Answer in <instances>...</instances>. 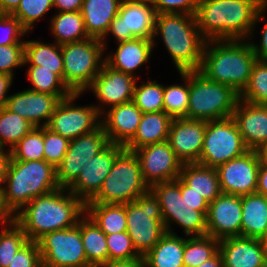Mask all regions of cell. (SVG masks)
I'll return each mask as SVG.
<instances>
[{"instance_id":"cell-25","label":"cell","mask_w":267,"mask_h":267,"mask_svg":"<svg viewBox=\"0 0 267 267\" xmlns=\"http://www.w3.org/2000/svg\"><path fill=\"white\" fill-rule=\"evenodd\" d=\"M224 267H267V251L260 239L243 236L220 240Z\"/></svg>"},{"instance_id":"cell-36","label":"cell","mask_w":267,"mask_h":267,"mask_svg":"<svg viewBox=\"0 0 267 267\" xmlns=\"http://www.w3.org/2000/svg\"><path fill=\"white\" fill-rule=\"evenodd\" d=\"M35 126L6 107L0 109V149L8 151L14 147Z\"/></svg>"},{"instance_id":"cell-29","label":"cell","mask_w":267,"mask_h":267,"mask_svg":"<svg viewBox=\"0 0 267 267\" xmlns=\"http://www.w3.org/2000/svg\"><path fill=\"white\" fill-rule=\"evenodd\" d=\"M179 178L208 203L213 202L222 193L216 168L197 162L183 163Z\"/></svg>"},{"instance_id":"cell-61","label":"cell","mask_w":267,"mask_h":267,"mask_svg":"<svg viewBox=\"0 0 267 267\" xmlns=\"http://www.w3.org/2000/svg\"><path fill=\"white\" fill-rule=\"evenodd\" d=\"M259 152L261 155V159L267 161V143L261 148Z\"/></svg>"},{"instance_id":"cell-34","label":"cell","mask_w":267,"mask_h":267,"mask_svg":"<svg viewBox=\"0 0 267 267\" xmlns=\"http://www.w3.org/2000/svg\"><path fill=\"white\" fill-rule=\"evenodd\" d=\"M81 238L91 267H98L108 262L106 234L85 214L81 218Z\"/></svg>"},{"instance_id":"cell-3","label":"cell","mask_w":267,"mask_h":267,"mask_svg":"<svg viewBox=\"0 0 267 267\" xmlns=\"http://www.w3.org/2000/svg\"><path fill=\"white\" fill-rule=\"evenodd\" d=\"M248 40H210L203 49L199 72L208 80L231 86L240 94L257 61Z\"/></svg>"},{"instance_id":"cell-47","label":"cell","mask_w":267,"mask_h":267,"mask_svg":"<svg viewBox=\"0 0 267 267\" xmlns=\"http://www.w3.org/2000/svg\"><path fill=\"white\" fill-rule=\"evenodd\" d=\"M25 43L0 45V73L14 76V68L24 65Z\"/></svg>"},{"instance_id":"cell-2","label":"cell","mask_w":267,"mask_h":267,"mask_svg":"<svg viewBox=\"0 0 267 267\" xmlns=\"http://www.w3.org/2000/svg\"><path fill=\"white\" fill-rule=\"evenodd\" d=\"M86 214V204L66 188L35 197L12 219L23 229L29 241L37 242L45 234L74 227Z\"/></svg>"},{"instance_id":"cell-56","label":"cell","mask_w":267,"mask_h":267,"mask_svg":"<svg viewBox=\"0 0 267 267\" xmlns=\"http://www.w3.org/2000/svg\"><path fill=\"white\" fill-rule=\"evenodd\" d=\"M98 267H145L144 258H134L131 260H119V261H109Z\"/></svg>"},{"instance_id":"cell-42","label":"cell","mask_w":267,"mask_h":267,"mask_svg":"<svg viewBox=\"0 0 267 267\" xmlns=\"http://www.w3.org/2000/svg\"><path fill=\"white\" fill-rule=\"evenodd\" d=\"M164 85L148 79L135 85L133 102L142 113L164 111Z\"/></svg>"},{"instance_id":"cell-43","label":"cell","mask_w":267,"mask_h":267,"mask_svg":"<svg viewBox=\"0 0 267 267\" xmlns=\"http://www.w3.org/2000/svg\"><path fill=\"white\" fill-rule=\"evenodd\" d=\"M239 99L254 105H267V61H256Z\"/></svg>"},{"instance_id":"cell-53","label":"cell","mask_w":267,"mask_h":267,"mask_svg":"<svg viewBox=\"0 0 267 267\" xmlns=\"http://www.w3.org/2000/svg\"><path fill=\"white\" fill-rule=\"evenodd\" d=\"M84 0H53V6L58 12L81 11Z\"/></svg>"},{"instance_id":"cell-1","label":"cell","mask_w":267,"mask_h":267,"mask_svg":"<svg viewBox=\"0 0 267 267\" xmlns=\"http://www.w3.org/2000/svg\"><path fill=\"white\" fill-rule=\"evenodd\" d=\"M267 0H199L195 14L206 41L251 40Z\"/></svg>"},{"instance_id":"cell-39","label":"cell","mask_w":267,"mask_h":267,"mask_svg":"<svg viewBox=\"0 0 267 267\" xmlns=\"http://www.w3.org/2000/svg\"><path fill=\"white\" fill-rule=\"evenodd\" d=\"M179 73L184 84L164 85V112L172 119L185 118L189 106V71Z\"/></svg>"},{"instance_id":"cell-40","label":"cell","mask_w":267,"mask_h":267,"mask_svg":"<svg viewBox=\"0 0 267 267\" xmlns=\"http://www.w3.org/2000/svg\"><path fill=\"white\" fill-rule=\"evenodd\" d=\"M10 160H44V127H34L9 150Z\"/></svg>"},{"instance_id":"cell-28","label":"cell","mask_w":267,"mask_h":267,"mask_svg":"<svg viewBox=\"0 0 267 267\" xmlns=\"http://www.w3.org/2000/svg\"><path fill=\"white\" fill-rule=\"evenodd\" d=\"M172 118L164 111L143 113L134 137L124 146L134 151L142 146L167 141Z\"/></svg>"},{"instance_id":"cell-32","label":"cell","mask_w":267,"mask_h":267,"mask_svg":"<svg viewBox=\"0 0 267 267\" xmlns=\"http://www.w3.org/2000/svg\"><path fill=\"white\" fill-rule=\"evenodd\" d=\"M26 64L52 70L63 80V55L61 45L56 42L47 44L39 40L25 41L24 65Z\"/></svg>"},{"instance_id":"cell-51","label":"cell","mask_w":267,"mask_h":267,"mask_svg":"<svg viewBox=\"0 0 267 267\" xmlns=\"http://www.w3.org/2000/svg\"><path fill=\"white\" fill-rule=\"evenodd\" d=\"M180 190L181 194H185L186 201L193 206V209L199 211H208L209 203L206 201V199L192 191V188L186 185L181 179Z\"/></svg>"},{"instance_id":"cell-44","label":"cell","mask_w":267,"mask_h":267,"mask_svg":"<svg viewBox=\"0 0 267 267\" xmlns=\"http://www.w3.org/2000/svg\"><path fill=\"white\" fill-rule=\"evenodd\" d=\"M53 8V0H21L11 15L16 17L29 33L34 28L35 22H39V19Z\"/></svg>"},{"instance_id":"cell-22","label":"cell","mask_w":267,"mask_h":267,"mask_svg":"<svg viewBox=\"0 0 267 267\" xmlns=\"http://www.w3.org/2000/svg\"><path fill=\"white\" fill-rule=\"evenodd\" d=\"M59 102L60 99L56 95L26 89L9 95L6 108L28 120L35 127H44Z\"/></svg>"},{"instance_id":"cell-57","label":"cell","mask_w":267,"mask_h":267,"mask_svg":"<svg viewBox=\"0 0 267 267\" xmlns=\"http://www.w3.org/2000/svg\"><path fill=\"white\" fill-rule=\"evenodd\" d=\"M10 161V154L8 150L0 151V192L2 193L5 179H6V171ZM3 184V185H2Z\"/></svg>"},{"instance_id":"cell-54","label":"cell","mask_w":267,"mask_h":267,"mask_svg":"<svg viewBox=\"0 0 267 267\" xmlns=\"http://www.w3.org/2000/svg\"><path fill=\"white\" fill-rule=\"evenodd\" d=\"M14 76L10 74L0 73V109L6 107L9 95V89L13 83Z\"/></svg>"},{"instance_id":"cell-14","label":"cell","mask_w":267,"mask_h":267,"mask_svg":"<svg viewBox=\"0 0 267 267\" xmlns=\"http://www.w3.org/2000/svg\"><path fill=\"white\" fill-rule=\"evenodd\" d=\"M157 12L149 0H122L110 33L117 43L134 38L153 40Z\"/></svg>"},{"instance_id":"cell-58","label":"cell","mask_w":267,"mask_h":267,"mask_svg":"<svg viewBox=\"0 0 267 267\" xmlns=\"http://www.w3.org/2000/svg\"><path fill=\"white\" fill-rule=\"evenodd\" d=\"M21 0H0V14H12Z\"/></svg>"},{"instance_id":"cell-21","label":"cell","mask_w":267,"mask_h":267,"mask_svg":"<svg viewBox=\"0 0 267 267\" xmlns=\"http://www.w3.org/2000/svg\"><path fill=\"white\" fill-rule=\"evenodd\" d=\"M205 131V120L176 118L171 122L167 142L182 163H195L200 159Z\"/></svg>"},{"instance_id":"cell-7","label":"cell","mask_w":267,"mask_h":267,"mask_svg":"<svg viewBox=\"0 0 267 267\" xmlns=\"http://www.w3.org/2000/svg\"><path fill=\"white\" fill-rule=\"evenodd\" d=\"M149 189L136 154L124 149L114 161L99 192L87 203L126 204L134 202Z\"/></svg>"},{"instance_id":"cell-23","label":"cell","mask_w":267,"mask_h":267,"mask_svg":"<svg viewBox=\"0 0 267 267\" xmlns=\"http://www.w3.org/2000/svg\"><path fill=\"white\" fill-rule=\"evenodd\" d=\"M232 118L249 150L260 151L267 143V105L238 100Z\"/></svg>"},{"instance_id":"cell-12","label":"cell","mask_w":267,"mask_h":267,"mask_svg":"<svg viewBox=\"0 0 267 267\" xmlns=\"http://www.w3.org/2000/svg\"><path fill=\"white\" fill-rule=\"evenodd\" d=\"M45 267H91L81 238V219L74 227L45 234L38 241Z\"/></svg>"},{"instance_id":"cell-37","label":"cell","mask_w":267,"mask_h":267,"mask_svg":"<svg viewBox=\"0 0 267 267\" xmlns=\"http://www.w3.org/2000/svg\"><path fill=\"white\" fill-rule=\"evenodd\" d=\"M220 240L209 235L187 236L185 238L183 265L198 267L219 251Z\"/></svg>"},{"instance_id":"cell-18","label":"cell","mask_w":267,"mask_h":267,"mask_svg":"<svg viewBox=\"0 0 267 267\" xmlns=\"http://www.w3.org/2000/svg\"><path fill=\"white\" fill-rule=\"evenodd\" d=\"M136 82L137 77L116 71L104 63L87 91L92 90L98 103L100 102L99 106H95L102 114L105 112V106L111 108L133 101Z\"/></svg>"},{"instance_id":"cell-9","label":"cell","mask_w":267,"mask_h":267,"mask_svg":"<svg viewBox=\"0 0 267 267\" xmlns=\"http://www.w3.org/2000/svg\"><path fill=\"white\" fill-rule=\"evenodd\" d=\"M127 232L137 253L144 257L166 233L158 198L149 189L125 204Z\"/></svg>"},{"instance_id":"cell-16","label":"cell","mask_w":267,"mask_h":267,"mask_svg":"<svg viewBox=\"0 0 267 267\" xmlns=\"http://www.w3.org/2000/svg\"><path fill=\"white\" fill-rule=\"evenodd\" d=\"M144 182L152 185L176 180L183 163L167 141L142 146L134 150Z\"/></svg>"},{"instance_id":"cell-55","label":"cell","mask_w":267,"mask_h":267,"mask_svg":"<svg viewBox=\"0 0 267 267\" xmlns=\"http://www.w3.org/2000/svg\"><path fill=\"white\" fill-rule=\"evenodd\" d=\"M256 192L267 197V161L261 160Z\"/></svg>"},{"instance_id":"cell-26","label":"cell","mask_w":267,"mask_h":267,"mask_svg":"<svg viewBox=\"0 0 267 267\" xmlns=\"http://www.w3.org/2000/svg\"><path fill=\"white\" fill-rule=\"evenodd\" d=\"M115 52L105 55V63L116 71L135 74L139 67L149 62L153 52V40L134 38L117 44Z\"/></svg>"},{"instance_id":"cell-6","label":"cell","mask_w":267,"mask_h":267,"mask_svg":"<svg viewBox=\"0 0 267 267\" xmlns=\"http://www.w3.org/2000/svg\"><path fill=\"white\" fill-rule=\"evenodd\" d=\"M239 94L229 85L208 80L199 71H189L187 119L221 120L232 117Z\"/></svg>"},{"instance_id":"cell-5","label":"cell","mask_w":267,"mask_h":267,"mask_svg":"<svg viewBox=\"0 0 267 267\" xmlns=\"http://www.w3.org/2000/svg\"><path fill=\"white\" fill-rule=\"evenodd\" d=\"M58 188L56 169L45 160H10L2 191V203L13 217L35 197Z\"/></svg>"},{"instance_id":"cell-19","label":"cell","mask_w":267,"mask_h":267,"mask_svg":"<svg viewBox=\"0 0 267 267\" xmlns=\"http://www.w3.org/2000/svg\"><path fill=\"white\" fill-rule=\"evenodd\" d=\"M124 149L122 145L109 143L82 168L78 178L68 190L85 204L89 202L99 192L114 161Z\"/></svg>"},{"instance_id":"cell-62","label":"cell","mask_w":267,"mask_h":267,"mask_svg":"<svg viewBox=\"0 0 267 267\" xmlns=\"http://www.w3.org/2000/svg\"><path fill=\"white\" fill-rule=\"evenodd\" d=\"M260 241L267 251V228L265 233L261 236Z\"/></svg>"},{"instance_id":"cell-46","label":"cell","mask_w":267,"mask_h":267,"mask_svg":"<svg viewBox=\"0 0 267 267\" xmlns=\"http://www.w3.org/2000/svg\"><path fill=\"white\" fill-rule=\"evenodd\" d=\"M70 140L44 126V160L55 169L63 160Z\"/></svg>"},{"instance_id":"cell-38","label":"cell","mask_w":267,"mask_h":267,"mask_svg":"<svg viewBox=\"0 0 267 267\" xmlns=\"http://www.w3.org/2000/svg\"><path fill=\"white\" fill-rule=\"evenodd\" d=\"M27 70L28 80L32 84L29 90L56 95L60 100L72 94L63 80L52 70L40 69V66H29Z\"/></svg>"},{"instance_id":"cell-41","label":"cell","mask_w":267,"mask_h":267,"mask_svg":"<svg viewBox=\"0 0 267 267\" xmlns=\"http://www.w3.org/2000/svg\"><path fill=\"white\" fill-rule=\"evenodd\" d=\"M23 229L11 219L0 232V267H8L14 255L28 242Z\"/></svg>"},{"instance_id":"cell-31","label":"cell","mask_w":267,"mask_h":267,"mask_svg":"<svg viewBox=\"0 0 267 267\" xmlns=\"http://www.w3.org/2000/svg\"><path fill=\"white\" fill-rule=\"evenodd\" d=\"M185 238L166 232L143 257L145 267H184Z\"/></svg>"},{"instance_id":"cell-35","label":"cell","mask_w":267,"mask_h":267,"mask_svg":"<svg viewBox=\"0 0 267 267\" xmlns=\"http://www.w3.org/2000/svg\"><path fill=\"white\" fill-rule=\"evenodd\" d=\"M86 214L106 235L127 231L125 204L86 203Z\"/></svg>"},{"instance_id":"cell-27","label":"cell","mask_w":267,"mask_h":267,"mask_svg":"<svg viewBox=\"0 0 267 267\" xmlns=\"http://www.w3.org/2000/svg\"><path fill=\"white\" fill-rule=\"evenodd\" d=\"M122 0H84L81 14L85 30L90 38L100 39L104 50L111 22L118 15Z\"/></svg>"},{"instance_id":"cell-17","label":"cell","mask_w":267,"mask_h":267,"mask_svg":"<svg viewBox=\"0 0 267 267\" xmlns=\"http://www.w3.org/2000/svg\"><path fill=\"white\" fill-rule=\"evenodd\" d=\"M259 151L249 150L216 168L223 194L243 196L255 193L261 163Z\"/></svg>"},{"instance_id":"cell-20","label":"cell","mask_w":267,"mask_h":267,"mask_svg":"<svg viewBox=\"0 0 267 267\" xmlns=\"http://www.w3.org/2000/svg\"><path fill=\"white\" fill-rule=\"evenodd\" d=\"M206 234L222 240L241 236L242 196L221 193L209 203Z\"/></svg>"},{"instance_id":"cell-50","label":"cell","mask_w":267,"mask_h":267,"mask_svg":"<svg viewBox=\"0 0 267 267\" xmlns=\"http://www.w3.org/2000/svg\"><path fill=\"white\" fill-rule=\"evenodd\" d=\"M157 14L183 13L195 15L199 0H149Z\"/></svg>"},{"instance_id":"cell-24","label":"cell","mask_w":267,"mask_h":267,"mask_svg":"<svg viewBox=\"0 0 267 267\" xmlns=\"http://www.w3.org/2000/svg\"><path fill=\"white\" fill-rule=\"evenodd\" d=\"M142 115L133 101L105 110L101 114V126L109 142L125 146L134 137Z\"/></svg>"},{"instance_id":"cell-10","label":"cell","mask_w":267,"mask_h":267,"mask_svg":"<svg viewBox=\"0 0 267 267\" xmlns=\"http://www.w3.org/2000/svg\"><path fill=\"white\" fill-rule=\"evenodd\" d=\"M150 190L159 200L166 232L175 234L171 226L175 223L183 229L186 237L206 235L208 211L195 210L186 201L185 194H181L179 177L174 181L154 184Z\"/></svg>"},{"instance_id":"cell-8","label":"cell","mask_w":267,"mask_h":267,"mask_svg":"<svg viewBox=\"0 0 267 267\" xmlns=\"http://www.w3.org/2000/svg\"><path fill=\"white\" fill-rule=\"evenodd\" d=\"M63 82L72 93H85L105 63L104 46L100 39L61 45Z\"/></svg>"},{"instance_id":"cell-13","label":"cell","mask_w":267,"mask_h":267,"mask_svg":"<svg viewBox=\"0 0 267 267\" xmlns=\"http://www.w3.org/2000/svg\"><path fill=\"white\" fill-rule=\"evenodd\" d=\"M80 96L81 93H72L60 100L46 127L69 140L98 129L101 126V114L95 104L75 105Z\"/></svg>"},{"instance_id":"cell-45","label":"cell","mask_w":267,"mask_h":267,"mask_svg":"<svg viewBox=\"0 0 267 267\" xmlns=\"http://www.w3.org/2000/svg\"><path fill=\"white\" fill-rule=\"evenodd\" d=\"M108 262L140 258L127 231L107 234Z\"/></svg>"},{"instance_id":"cell-15","label":"cell","mask_w":267,"mask_h":267,"mask_svg":"<svg viewBox=\"0 0 267 267\" xmlns=\"http://www.w3.org/2000/svg\"><path fill=\"white\" fill-rule=\"evenodd\" d=\"M109 143L102 126L70 140L63 160L56 167V180L59 187L68 189L76 181L82 168Z\"/></svg>"},{"instance_id":"cell-33","label":"cell","mask_w":267,"mask_h":267,"mask_svg":"<svg viewBox=\"0 0 267 267\" xmlns=\"http://www.w3.org/2000/svg\"><path fill=\"white\" fill-rule=\"evenodd\" d=\"M50 29L58 45L89 39L82 14L78 12H57L52 15Z\"/></svg>"},{"instance_id":"cell-60","label":"cell","mask_w":267,"mask_h":267,"mask_svg":"<svg viewBox=\"0 0 267 267\" xmlns=\"http://www.w3.org/2000/svg\"><path fill=\"white\" fill-rule=\"evenodd\" d=\"M12 217L9 215V213L4 209L3 203H2V193L0 192V225H4L8 223Z\"/></svg>"},{"instance_id":"cell-11","label":"cell","mask_w":267,"mask_h":267,"mask_svg":"<svg viewBox=\"0 0 267 267\" xmlns=\"http://www.w3.org/2000/svg\"><path fill=\"white\" fill-rule=\"evenodd\" d=\"M247 151L249 149L232 117L206 121L203 149L197 163L217 168Z\"/></svg>"},{"instance_id":"cell-48","label":"cell","mask_w":267,"mask_h":267,"mask_svg":"<svg viewBox=\"0 0 267 267\" xmlns=\"http://www.w3.org/2000/svg\"><path fill=\"white\" fill-rule=\"evenodd\" d=\"M0 45H15L25 43L21 36L28 32L21 26L20 21L10 14H0ZM4 34V35H3Z\"/></svg>"},{"instance_id":"cell-52","label":"cell","mask_w":267,"mask_h":267,"mask_svg":"<svg viewBox=\"0 0 267 267\" xmlns=\"http://www.w3.org/2000/svg\"><path fill=\"white\" fill-rule=\"evenodd\" d=\"M261 37H260V44L253 43V41H249L254 54L258 61H267V21L262 28Z\"/></svg>"},{"instance_id":"cell-49","label":"cell","mask_w":267,"mask_h":267,"mask_svg":"<svg viewBox=\"0 0 267 267\" xmlns=\"http://www.w3.org/2000/svg\"><path fill=\"white\" fill-rule=\"evenodd\" d=\"M38 242L28 241L13 257L8 267H41Z\"/></svg>"},{"instance_id":"cell-30","label":"cell","mask_w":267,"mask_h":267,"mask_svg":"<svg viewBox=\"0 0 267 267\" xmlns=\"http://www.w3.org/2000/svg\"><path fill=\"white\" fill-rule=\"evenodd\" d=\"M267 228V197L257 192L242 196L241 236L258 238Z\"/></svg>"},{"instance_id":"cell-4","label":"cell","mask_w":267,"mask_h":267,"mask_svg":"<svg viewBox=\"0 0 267 267\" xmlns=\"http://www.w3.org/2000/svg\"><path fill=\"white\" fill-rule=\"evenodd\" d=\"M178 72L199 71L206 40L195 15L162 13L156 15L153 45L160 36Z\"/></svg>"},{"instance_id":"cell-59","label":"cell","mask_w":267,"mask_h":267,"mask_svg":"<svg viewBox=\"0 0 267 267\" xmlns=\"http://www.w3.org/2000/svg\"><path fill=\"white\" fill-rule=\"evenodd\" d=\"M198 267H224L223 265V257L218 251L212 258L209 260H206L204 263H202Z\"/></svg>"}]
</instances>
